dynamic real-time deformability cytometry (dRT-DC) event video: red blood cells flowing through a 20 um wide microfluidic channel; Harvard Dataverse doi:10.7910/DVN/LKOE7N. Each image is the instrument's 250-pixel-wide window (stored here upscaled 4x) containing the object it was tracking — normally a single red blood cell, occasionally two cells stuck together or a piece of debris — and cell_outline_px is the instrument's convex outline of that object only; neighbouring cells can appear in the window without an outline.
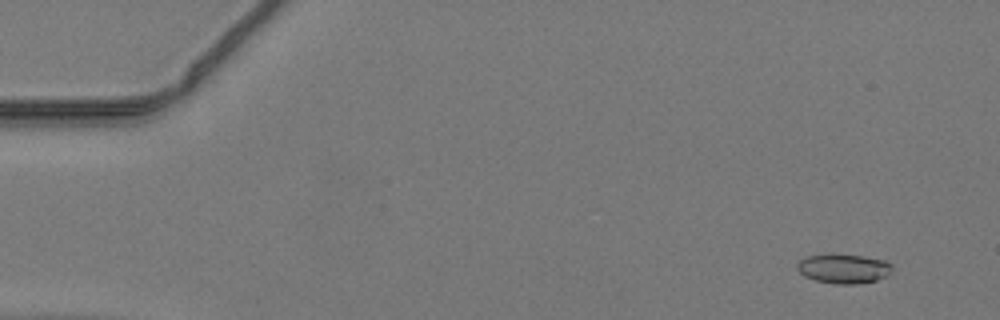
{"species": "common noctule bat (a hibernating species)", "species_latin": "Nyctalus noctula", "temperature_condition": "warm", "stored_images_in_passage": 19, "camera_frame_rate_fps": 3000, "um_per_image_px": 0.085, "animal": {"sex": "male", "body_mass_g": 19.2, "forearm_length_mm": 51.8}, "frame": {"image": 1, "passage_image": 4, "time_ms": 1.0, "image_size_px": [1000, 320], "cell_outline_px": [[892, 268], [888, 276], [876, 280], [856, 284], [836, 284], [816, 280], [804, 276], [796, 268], [796, 264], [800, 260], [808, 256], [828, 252], [832, 252], [864, 256], [884, 260], [892, 264]], "centroid_in_image_um": [71.69, 22.8], "position_along_channel_um": 13.3, "area_um2": 16.7}}
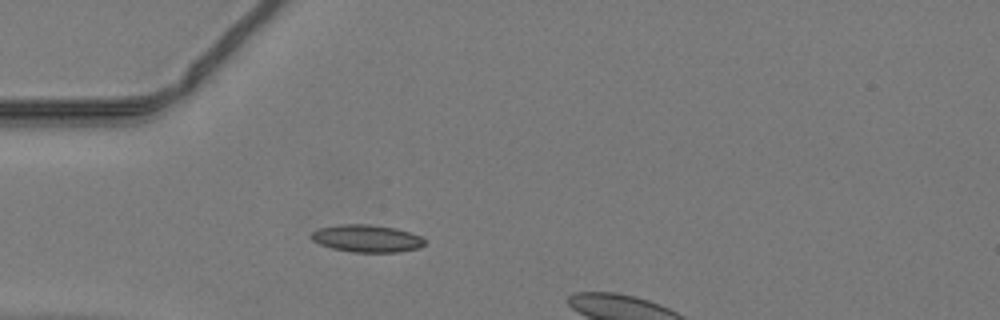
{"frame": {"image": 2, "passage_image": 15, "time_ms": 4.667, "image_size_px": [1000, 320], "cell_outline_px": [[424, 244], [420, 248], [396, 252], [352, 252], [332, 248], [320, 244], [312, 240], [308, 236], [312, 232], [320, 228], [340, 224], [368, 224], [396, 228], [420, 236], [424, 240]], "centroid_in_image_um": [31.15, 20.27], "position_along_channel_um": 53.9, "area_um2": 18.03}}
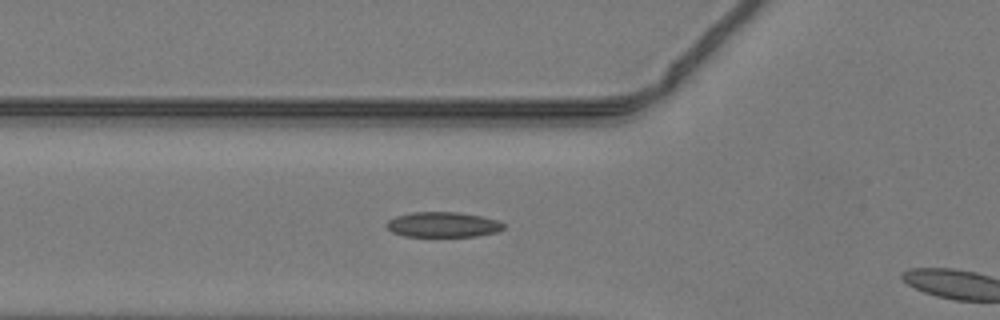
{"frame": {"image": 3, "passage_image": 18, "time_ms": 5.667, "image_size_px": [1000, 320], "cell_outline_px": [[504, 228], [496, 232], [476, 236], [404, 236], [392, 232], [384, 224], [388, 220], [396, 216], [412, 212], [460, 212], [480, 216], [496, 220], [504, 224]], "centroid_in_image_um": [37.61, 19.09], "position_along_channel_um": 88.2, "area_um2": 17.11}}